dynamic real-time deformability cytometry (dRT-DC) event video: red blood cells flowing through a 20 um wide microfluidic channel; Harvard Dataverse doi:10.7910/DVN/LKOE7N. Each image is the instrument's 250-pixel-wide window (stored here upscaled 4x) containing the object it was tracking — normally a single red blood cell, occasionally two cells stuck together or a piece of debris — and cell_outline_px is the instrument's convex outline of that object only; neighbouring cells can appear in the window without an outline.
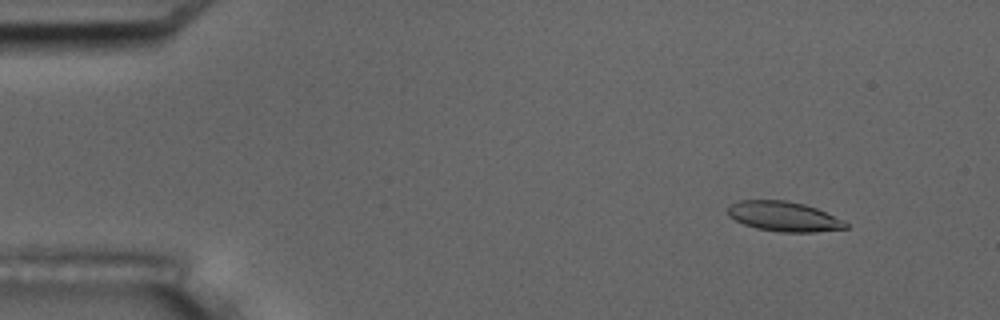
{"species": "common noctule bat (a hibernating species)", "species_latin": "Nyctalus noctula", "temperature_condition": "room temperature", "stored_images_in_passage": 5, "camera_frame_rate_fps": 3000, "um_per_image_px": 0.085, "animal": {"sex": "male", "body_mass_g": 17.5, "forearm_length_mm": 52.3}, "frame": {"image": 1, "passage_image": 2, "time_ms": 1.0, "image_size_px": [1000, 320], "cell_outline_px": [[848, 228], [816, 232], [780, 232], [756, 228], [744, 224], [728, 216], [728, 208], [732, 204], [740, 200], [784, 200], [804, 204], [816, 208], [844, 220], [848, 224]], "centroid_in_image_um": [66.64, 18.4], "position_along_channel_um": 18.4, "area_um2": 20.46}}
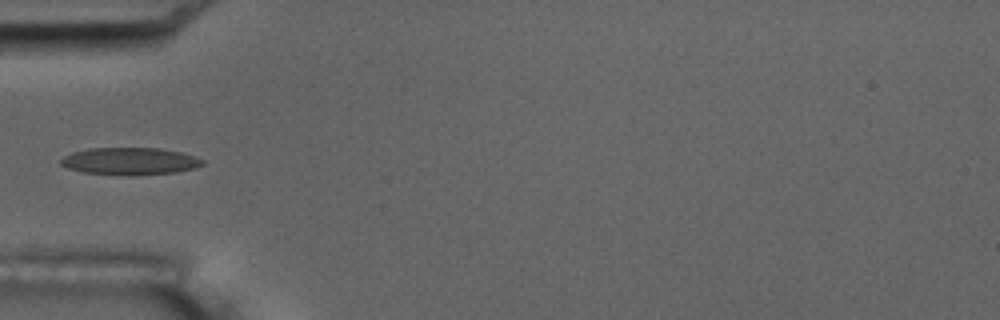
{"frame": {"image": 2, "passage_image": 5, "time_ms": 5.333, "image_size_px": [1000, 320], "cell_outline_px": [[204, 164], [196, 168], [176, 172], [132, 176], [128, 176], [84, 172], [68, 168], [60, 164], [60, 160], [64, 156], [72, 152], [88, 148], [160, 148], [180, 152], [204, 160]], "centroid_in_image_um": [11.04, 13.71], "position_along_channel_um": 74.0, "area_um2": 22.6}}